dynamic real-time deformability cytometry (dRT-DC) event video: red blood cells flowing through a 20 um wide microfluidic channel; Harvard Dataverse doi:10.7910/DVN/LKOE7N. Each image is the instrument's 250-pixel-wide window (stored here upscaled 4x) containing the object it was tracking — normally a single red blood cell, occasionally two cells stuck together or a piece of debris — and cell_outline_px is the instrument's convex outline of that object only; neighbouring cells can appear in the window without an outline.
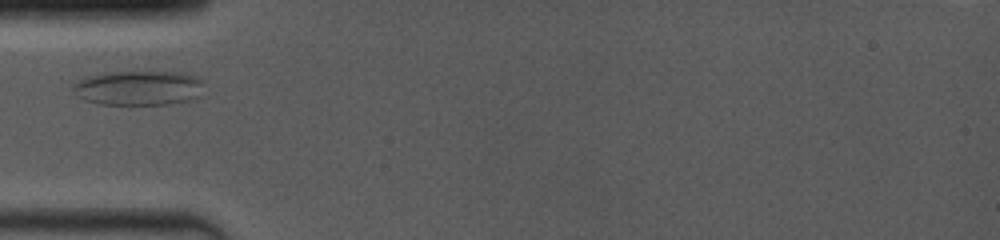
{"species": "common noctule bat (a hibernating species)", "species_latin": "Nyctalus noctula", "temperature_condition": "room temperature", "stored_images_in_passage": 40, "camera_frame_rate_fps": 4000, "um_per_image_px": 0.085, "animal": {"sex": "female", "body_mass_g": 19.0, "forearm_length_mm": 53.3}, "frame": {"image": 1, "passage_image": 1, "time_ms": 0.0, "image_size_px": [1000, 240], "cell_outline_px": [[204, 84], [196, 96], [188, 100], [168, 104], [100, 104], [84, 100], [76, 96], [72, 92], [72, 84], [76, 80], [88, 76], [112, 72], [188, 72], [204, 80]], "centroid_in_image_um": [11.74, 7.46], "position_along_channel_um": 73.3, "area_um2": 26.59}}
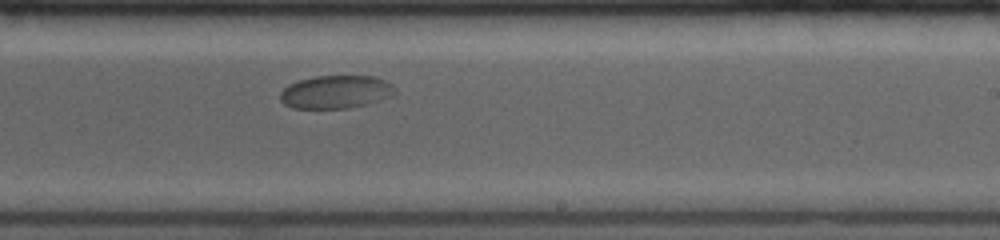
{"frame": {"image": 2, "passage_image": 23, "time_ms": 5.0, "image_size_px": [1000, 240], "cell_outline_px": [[396, 92], [392, 96], [368, 104], [348, 108], [292, 108], [284, 104], [280, 100], [280, 92], [288, 84], [300, 80], [316, 76], [376, 76], [392, 84], [396, 88]], "centroid_in_image_um": [28.56, 7.81], "position_along_channel_um": 260.4, "area_um2": 22.25}}
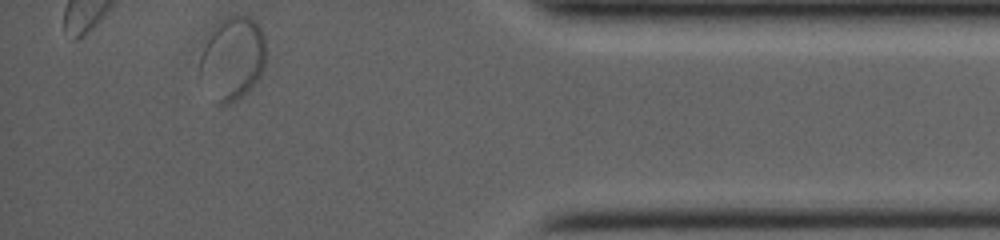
{"frame": {"image": 3, "passage_image": 40, "time_ms": 9.75, "image_size_px": [1000, 240], "cell_outline_px": [[264, 68], [260, 76], [236, 100], [220, 108], [200, 72], [200, 56], [212, 32], [224, 16], [236, 12], [248, 16], [256, 20], [264, 36]], "centroid_in_image_um": [19.79, 4.89], "position_along_channel_um": 415.4, "area_um2": 31.39}}